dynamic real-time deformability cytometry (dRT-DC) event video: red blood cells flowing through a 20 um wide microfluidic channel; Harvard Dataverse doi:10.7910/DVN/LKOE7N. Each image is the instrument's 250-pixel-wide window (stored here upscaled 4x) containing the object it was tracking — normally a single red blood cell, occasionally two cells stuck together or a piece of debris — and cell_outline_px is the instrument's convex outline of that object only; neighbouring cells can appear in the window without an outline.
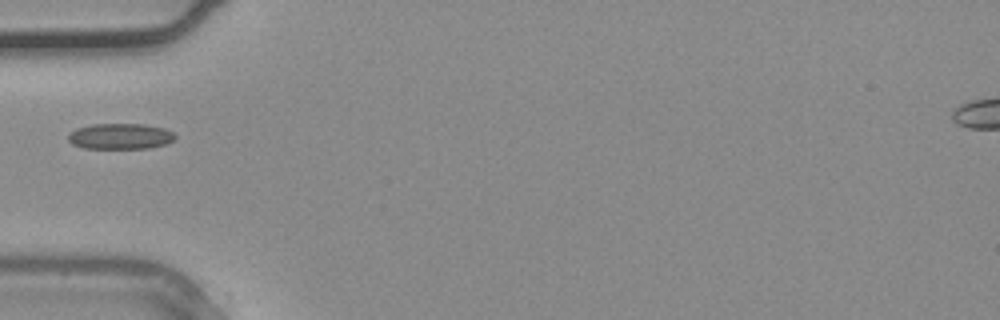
{"species": "common noctule bat (a hibernating species)", "species_latin": "Nyctalus noctula", "temperature_condition": "warm", "stored_images_in_passage": 25, "camera_frame_rate_fps": 3000, "um_per_image_px": 0.085, "animal": {"sex": "male", "body_mass_g": 20.4}, "frame": {"image": 1, "passage_image": 1, "time_ms": 0.0, "image_size_px": [1000, 320], "cell_outline_px": [[176, 136], [172, 140], [164, 144], [148, 148], [84, 148], [72, 144], [68, 140], [68, 132], [76, 128], [92, 124], [144, 124], [164, 128], [172, 132]], "centroid_in_image_um": [10.17, 11.57], "position_along_channel_um": 74.8, "area_um2": 16.01}}